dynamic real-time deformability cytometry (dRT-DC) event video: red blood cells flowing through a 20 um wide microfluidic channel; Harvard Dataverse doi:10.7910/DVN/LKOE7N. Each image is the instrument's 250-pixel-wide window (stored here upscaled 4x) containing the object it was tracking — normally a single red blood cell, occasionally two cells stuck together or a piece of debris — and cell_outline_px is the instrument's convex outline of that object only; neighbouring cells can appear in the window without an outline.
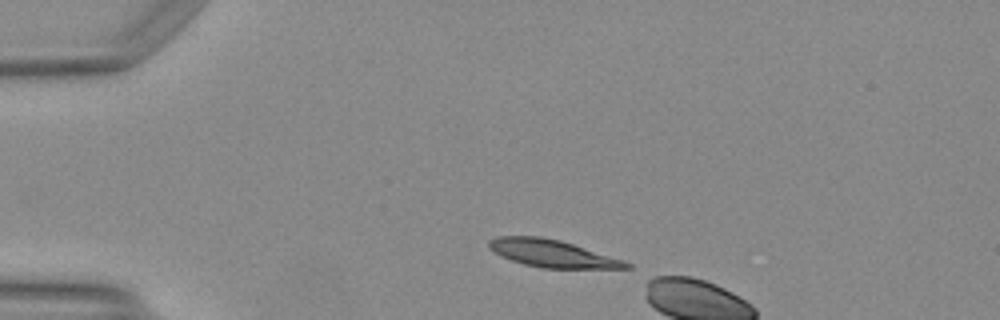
{"species": "Egyptian fruit bat (a non-hibernating species)", "species_latin": "Rousettus aegyptiacus", "temperature_condition": "warm", "stored_images_in_passage": 4, "camera_frame_rate_fps": 3000, "um_per_image_px": 0.085, "animal": {"sex": "female"}, "frame": {"image": 1, "passage_image": 1, "time_ms": 0.0, "image_size_px": [1000, 320], "cell_outline_px": [[632, 268], [540, 268], [524, 264], [512, 260], [488, 248], [488, 240], [500, 236], [540, 236], [560, 240], [624, 260], [632, 264]], "centroid_in_image_um": [46.95, 21.54], "position_along_channel_um": 38.1, "area_um2": 21.68}}